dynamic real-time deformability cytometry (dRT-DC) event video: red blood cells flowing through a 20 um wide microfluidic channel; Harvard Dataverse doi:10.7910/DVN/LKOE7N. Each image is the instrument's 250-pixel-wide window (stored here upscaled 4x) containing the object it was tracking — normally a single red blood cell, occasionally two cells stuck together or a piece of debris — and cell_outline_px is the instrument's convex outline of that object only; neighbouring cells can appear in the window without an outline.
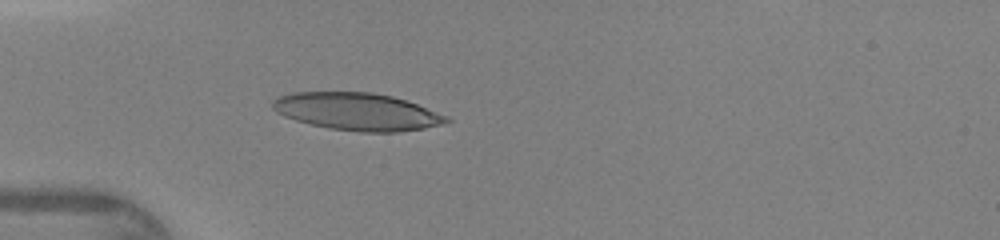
{"species": "human", "species_latin": "Homo sapiens", "temperature_condition": "warm", "stored_images_in_passage": 33, "camera_frame_rate_fps": 3000, "um_per_image_px": 0.085, "donor": {"sex": "female"}, "frame": {"image": 1, "passage_image": 1, "time_ms": 0.0, "image_size_px": [1000, 240], "cell_outline_px": [[452, 120], [440, 124], [424, 128], [396, 132], [360, 132], [328, 128], [296, 120], [284, 116], [276, 112], [272, 108], [272, 100], [276, 96], [292, 92], [372, 92], [392, 96], [416, 104], [448, 116]], "centroid_in_image_um": [30.31, 9.48], "position_along_channel_um": 54.7, "area_um2": 37.86}}
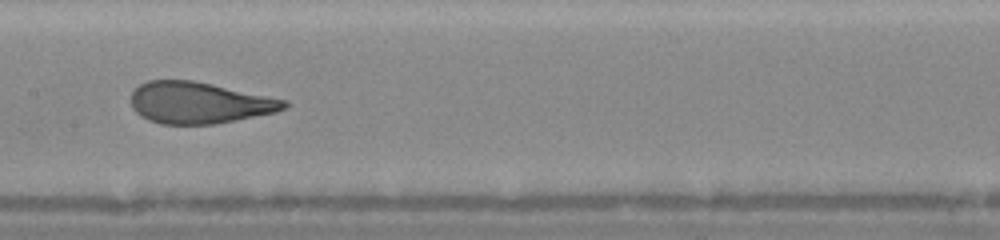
{"frame": {"image": 2, "passage_image": 11, "time_ms": 3.333, "image_size_px": [1000, 240], "cell_outline_px": [[288, 104], [284, 108], [276, 112], [216, 124], [160, 124], [148, 120], [140, 116], [132, 108], [132, 92], [140, 84], [148, 80], [192, 80], [212, 84], [288, 100]], "centroid_in_image_um": [16.92, 8.74], "position_along_channel_um": 190.5, "area_um2": 36.99}}
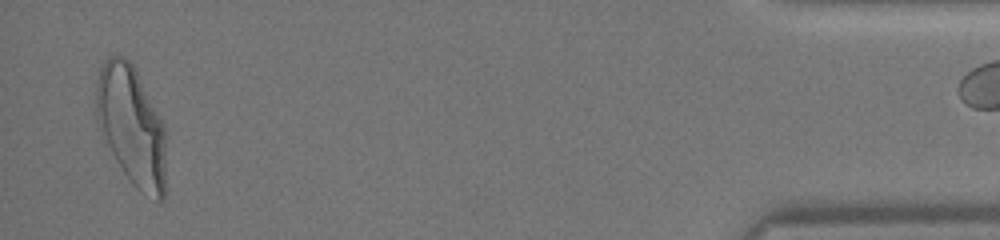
{"frame": {"image": 3, "passage_image": 32, "time_ms": 10.333, "image_size_px": [1000, 240], "cell_outline_px": [[164, 200], [156, 200], [140, 192], [128, 180], [116, 160], [108, 144], [96, 116], [96, 80], [100, 68], [104, 60], [108, 56], [124, 56], [132, 64], [164, 128]], "centroid_in_image_um": [11.15, 10.7], "position_along_channel_um": 424.1, "area_um2": 47.34}}